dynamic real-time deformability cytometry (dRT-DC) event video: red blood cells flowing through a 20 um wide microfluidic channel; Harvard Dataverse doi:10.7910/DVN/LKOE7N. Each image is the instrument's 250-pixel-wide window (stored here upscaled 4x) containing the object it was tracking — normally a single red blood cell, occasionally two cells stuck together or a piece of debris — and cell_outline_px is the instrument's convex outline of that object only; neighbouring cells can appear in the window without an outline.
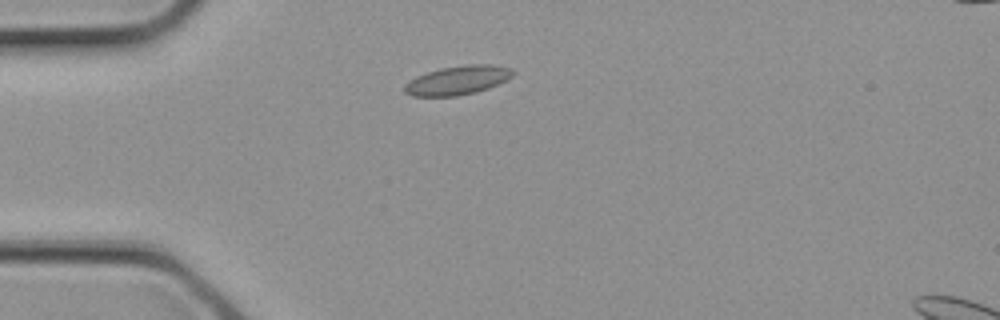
{"species": "common noctule bat (a hibernating species)", "species_latin": "Nyctalus noctula", "temperature_condition": "cold", "stored_images_in_passage": 1, "camera_frame_rate_fps": 3000, "um_per_image_px": 0.085, "animal": {"sex": "female", "body_mass_g": 21.9}, "frame": {"image": 1, "passage_image": 1, "time_ms": 0.0, "image_size_px": [1000, 320], "cell_outline_px": [[516, 72], [508, 80], [488, 88], [476, 92], [456, 96], [412, 96], [404, 92], [404, 84], [416, 76], [440, 68], [464, 64], [492, 64], [512, 68]], "centroid_in_image_um": [38.93, 6.81], "position_along_channel_um": 46.1, "area_um2": 18.5}}